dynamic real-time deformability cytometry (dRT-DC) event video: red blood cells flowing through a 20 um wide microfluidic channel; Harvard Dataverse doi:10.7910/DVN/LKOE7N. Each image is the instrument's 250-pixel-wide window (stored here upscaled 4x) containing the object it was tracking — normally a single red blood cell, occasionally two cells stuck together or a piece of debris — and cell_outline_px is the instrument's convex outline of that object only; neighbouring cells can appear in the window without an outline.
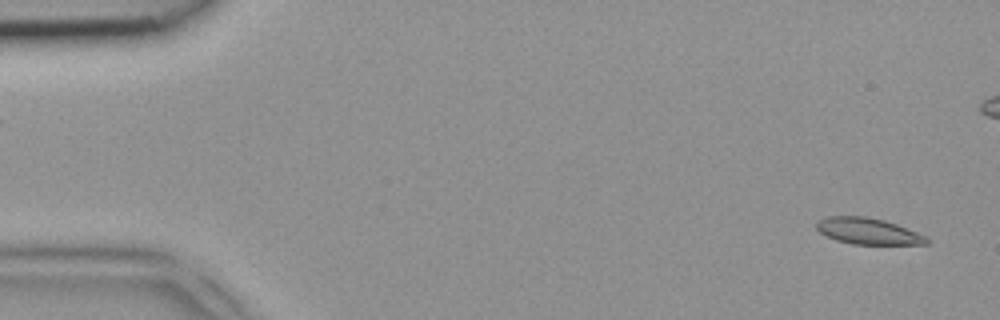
{"species": "common noctule bat (a hibernating species)", "species_latin": "Nyctalus noctula", "temperature_condition": "room temperature", "stored_images_in_passage": 4, "camera_frame_rate_fps": 3000, "um_per_image_px": 0.085, "animal": {"sex": "female", "body_mass_g": 18.4}, "frame": {"image": 1, "passage_image": 1, "time_ms": 0.0, "image_size_px": [1000, 320], "cell_outline_px": [[932, 240], [928, 244], [852, 244], [836, 240], [820, 232], [816, 228], [816, 224], [820, 220], [828, 216], [864, 216], [884, 220], [896, 224], [928, 236]], "centroid_in_image_um": [73.84, 19.65], "position_along_channel_um": 11.2, "area_um2": 16.88}}